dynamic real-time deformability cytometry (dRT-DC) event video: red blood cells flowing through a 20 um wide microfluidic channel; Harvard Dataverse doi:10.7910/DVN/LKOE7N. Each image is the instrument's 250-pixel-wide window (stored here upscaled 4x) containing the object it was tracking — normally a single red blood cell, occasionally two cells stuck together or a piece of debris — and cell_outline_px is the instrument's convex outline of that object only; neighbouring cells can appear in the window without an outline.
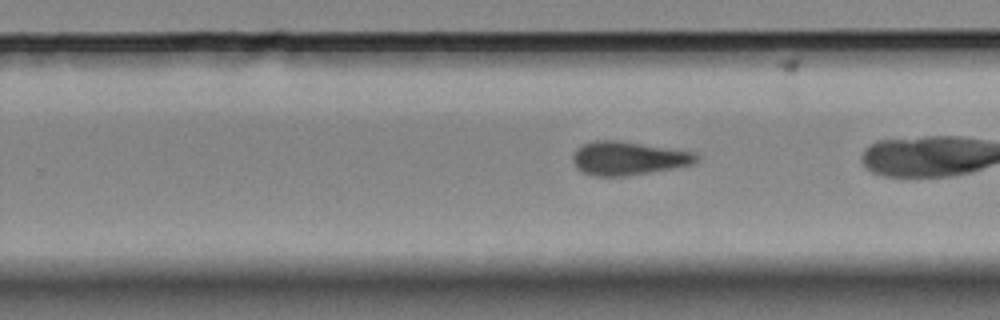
{"species": "Egyptian fruit bat (a non-hibernating species)", "species_latin": "Rousettus aegyptiacus", "temperature_condition": "room temperature", "stored_images_in_passage": 36, "camera_frame_rate_fps": 3000, "um_per_image_px": 0.085, "animal": {"sex": "female"}, "frame": {"image": 1, "passage_image": 33, "time_ms": 10.667, "image_size_px": [1000, 320], "cell_outline_px": [[700, 160], [696, 164], [624, 176], [596, 176], [584, 172], [576, 168], [572, 160], [572, 156], [576, 148], [584, 144], [596, 140], [616, 140], [696, 152], [700, 156]], "centroid_in_image_um": [53.43, 13.45], "position_along_channel_um": 276.4, "area_um2": 24.16}}